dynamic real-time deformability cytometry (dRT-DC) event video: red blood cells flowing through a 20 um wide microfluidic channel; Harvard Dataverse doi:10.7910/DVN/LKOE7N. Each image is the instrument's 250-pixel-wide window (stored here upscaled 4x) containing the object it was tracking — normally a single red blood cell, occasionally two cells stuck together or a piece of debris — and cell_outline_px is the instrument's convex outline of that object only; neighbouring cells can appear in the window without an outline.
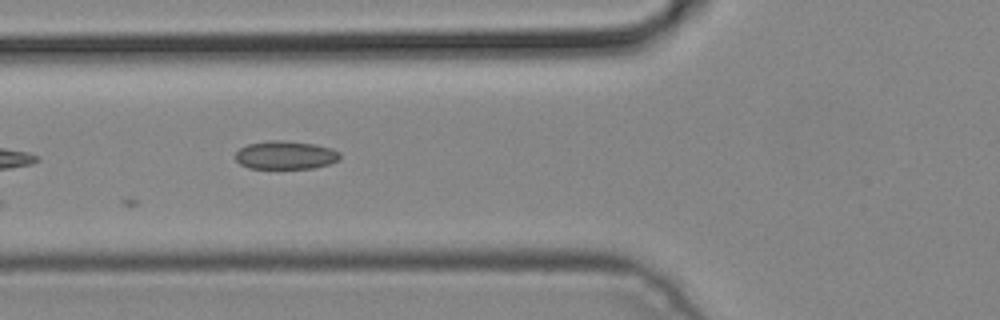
{"species": "common noctule bat (a hibernating species)", "species_latin": "Nyctalus noctula", "temperature_condition": "cold", "stored_images_in_passage": 4, "camera_frame_rate_fps": 3000, "um_per_image_px": 0.085, "animal": {"sex": "male", "body_mass_g": 19.2, "forearm_length_mm": 51.8}, "frame": {"image": 1, "passage_image": 4, "time_ms": 1.0, "image_size_px": [1000, 320], "cell_outline_px": [[340, 160], [328, 164], [312, 168], [248, 168], [240, 164], [236, 160], [236, 152], [240, 148], [248, 144], [268, 140], [280, 140], [316, 144], [332, 148], [340, 152]], "centroid_in_image_um": [24.28, 13.18], "position_along_channel_um": 101.5, "area_um2": 17.28}}